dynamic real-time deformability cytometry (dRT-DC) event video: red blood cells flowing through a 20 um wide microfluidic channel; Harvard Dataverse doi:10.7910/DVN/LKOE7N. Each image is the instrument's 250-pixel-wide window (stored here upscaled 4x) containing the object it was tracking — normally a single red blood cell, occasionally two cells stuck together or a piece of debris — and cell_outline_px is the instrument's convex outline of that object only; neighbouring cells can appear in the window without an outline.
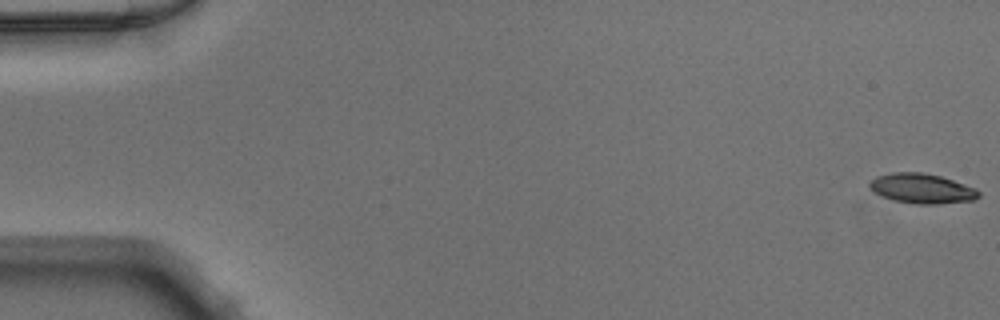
{"species": "Egyptian fruit bat (a non-hibernating species)", "species_latin": "Rousettus aegyptiacus", "temperature_condition": "warm", "stored_images_in_passage": 50, "camera_frame_rate_fps": 3000, "um_per_image_px": 0.085, "animal": {"sex": "male"}, "frame": {"image": 1, "passage_image": 1, "time_ms": 0.0, "image_size_px": [1000, 320], "cell_outline_px": [[980, 196], [976, 200], [936, 204], [916, 204], [896, 200], [884, 196], [868, 188], [868, 184], [876, 176], [892, 172], [924, 172], [940, 176], [976, 188], [980, 192]], "centroid_in_image_um": [78.39, 16.01], "position_along_channel_um": 6.6, "area_um2": 18.9}}
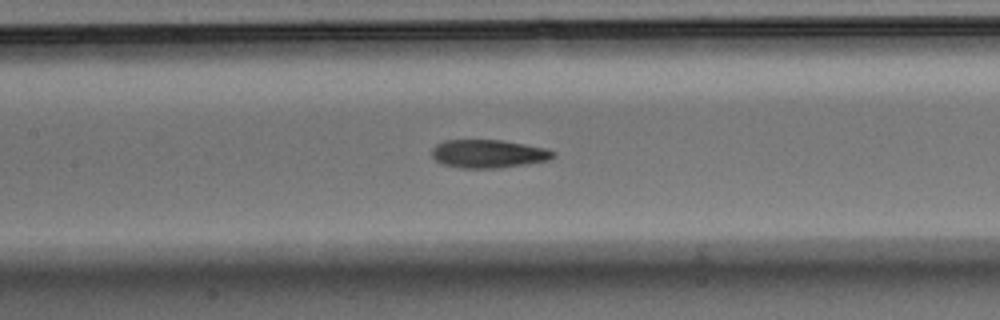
{"frame": {"image": 2, "passage_image": 24, "time_ms": 7.667, "image_size_px": [1000, 320], "cell_outline_px": [[556, 156], [548, 160], [528, 164], [500, 168], [460, 168], [444, 164], [436, 160], [432, 156], [432, 148], [436, 144], [444, 140], [504, 140], [548, 148], [556, 152]], "centroid_in_image_um": [41.56, 13.06], "position_along_channel_um": 165.8, "area_um2": 20.23}}
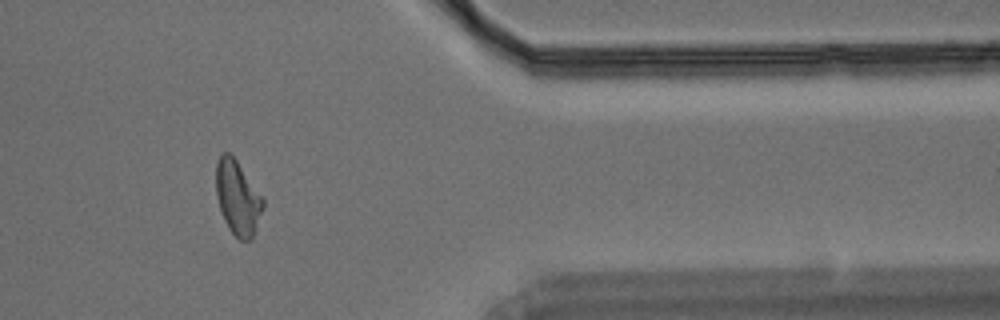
{"frame": {"image": 3, "passage_image": 42, "time_ms": 13.667, "image_size_px": [1000, 320], "cell_outline_px": [[264, 208], [252, 240], [240, 240], [228, 228], [224, 220], [216, 196], [216, 164], [220, 152], [228, 152], [236, 160], [264, 200]], "centroid_in_image_um": [20.19, 16.82], "position_along_channel_um": 391.2, "area_um2": 20.23}}